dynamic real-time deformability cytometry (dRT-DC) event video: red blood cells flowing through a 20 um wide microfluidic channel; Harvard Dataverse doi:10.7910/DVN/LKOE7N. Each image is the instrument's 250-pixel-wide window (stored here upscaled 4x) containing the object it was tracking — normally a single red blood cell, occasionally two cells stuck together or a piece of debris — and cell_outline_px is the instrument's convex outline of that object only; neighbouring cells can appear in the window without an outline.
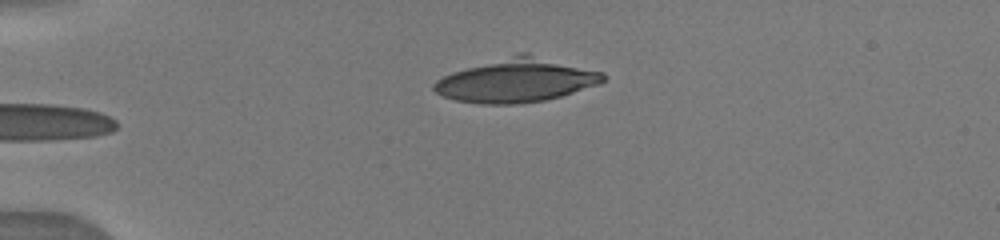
{"species": "human", "species_latin": "Homo sapiens", "temperature_condition": "warm", "stored_images_in_passage": 5, "camera_frame_rate_fps": 3000, "um_per_image_px": 0.085, "donor": {"sex": "male"}, "frame": {"image": 1, "passage_image": 5, "time_ms": 4.333, "image_size_px": [1000, 240], "cell_outline_px": [[608, 80], [600, 84], [560, 96], [544, 100], [520, 104], [484, 104], [456, 100], [444, 96], [436, 92], [432, 88], [432, 84], [436, 80], [452, 72], [520, 52], [528, 52], [604, 72], [608, 76]], "centroid_in_image_um": [43.97, 6.82], "position_along_channel_um": 41.0, "area_um2": 43.18}}